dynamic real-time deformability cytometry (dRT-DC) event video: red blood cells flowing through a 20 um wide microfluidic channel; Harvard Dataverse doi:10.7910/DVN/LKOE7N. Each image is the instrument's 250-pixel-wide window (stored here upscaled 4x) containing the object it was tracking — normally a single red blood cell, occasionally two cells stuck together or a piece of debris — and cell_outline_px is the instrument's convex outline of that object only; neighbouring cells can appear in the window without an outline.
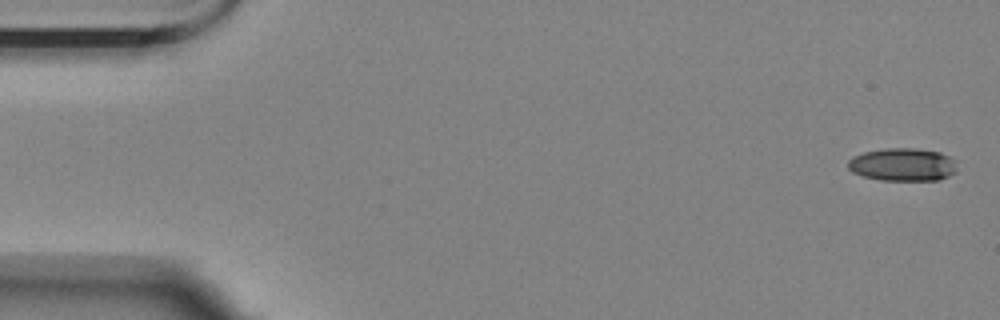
{"species": "Egyptian fruit bat (a non-hibernating species)", "species_latin": "Rousettus aegyptiacus", "temperature_condition": "room temperature", "stored_images_in_passage": 3, "camera_frame_rate_fps": 3000, "um_per_image_px": 0.085, "animal": {"sex": "female"}, "frame": {"image": 1, "passage_image": 3, "time_ms": 2.333, "image_size_px": [1000, 320], "cell_outline_px": [[956, 172], [948, 176], [936, 180], [880, 180], [864, 176], [852, 172], [848, 168], [848, 160], [852, 156], [864, 152], [884, 148], [916, 148], [940, 152], [956, 160]], "centroid_in_image_um": [76.73, 13.98], "position_along_channel_um": 8.3, "area_um2": 21.04}}